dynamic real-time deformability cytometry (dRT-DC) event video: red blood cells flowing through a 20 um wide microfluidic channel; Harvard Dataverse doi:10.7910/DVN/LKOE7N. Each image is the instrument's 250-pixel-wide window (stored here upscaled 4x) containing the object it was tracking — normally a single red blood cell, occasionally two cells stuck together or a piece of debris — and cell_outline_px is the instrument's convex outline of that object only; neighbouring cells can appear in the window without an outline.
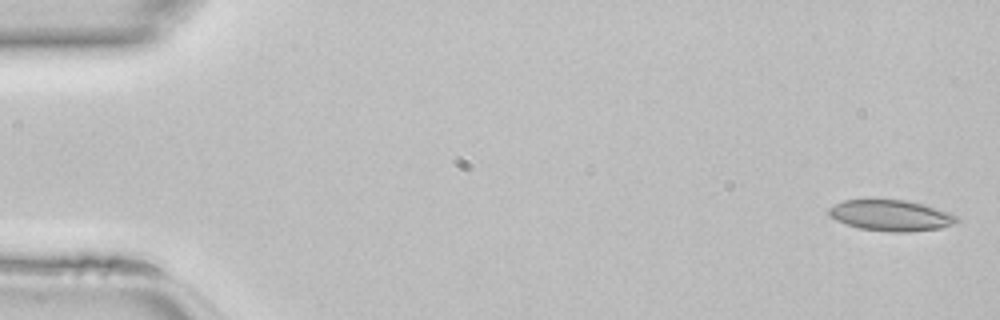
{"species": "common noctule bat (a hibernating species)", "species_latin": "Nyctalus noctula", "temperature_condition": "room temperature", "stored_images_in_passage": 45, "camera_frame_rate_fps": 3000, "um_per_image_px": 0.085, "animal": {"sex": "female", "body_mass_g": 22.7, "forearm_length_mm": 54.2}, "frame": {"image": 1, "passage_image": 1, "time_ms": 0.0, "image_size_px": [1000, 320], "cell_outline_px": [[960, 220], [956, 224], [940, 228], [908, 232], [888, 232], [860, 228], [836, 220], [828, 212], [828, 208], [844, 200], [904, 200], [924, 204], [948, 212], [956, 216]], "centroid_in_image_um": [75.77, 18.32], "position_along_channel_um": 9.2, "area_um2": 22.89}}
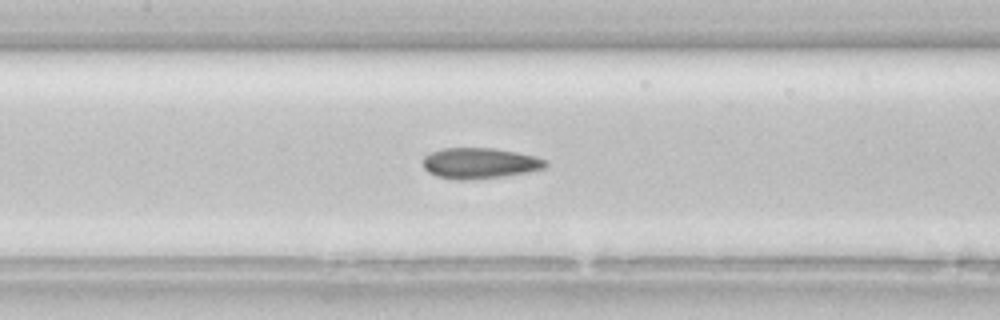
{"frame": {"image": 2, "passage_image": 21, "time_ms": 6.667, "image_size_px": [1000, 320], "cell_outline_px": [[548, 164], [544, 168], [528, 172], [500, 176], [464, 180], [460, 180], [436, 176], [428, 172], [424, 168], [424, 156], [432, 152], [444, 148], [492, 148], [516, 152], [536, 156], [548, 160]], "centroid_in_image_um": [40.79, 13.86], "position_along_channel_um": 166.6, "area_um2": 21.79}}
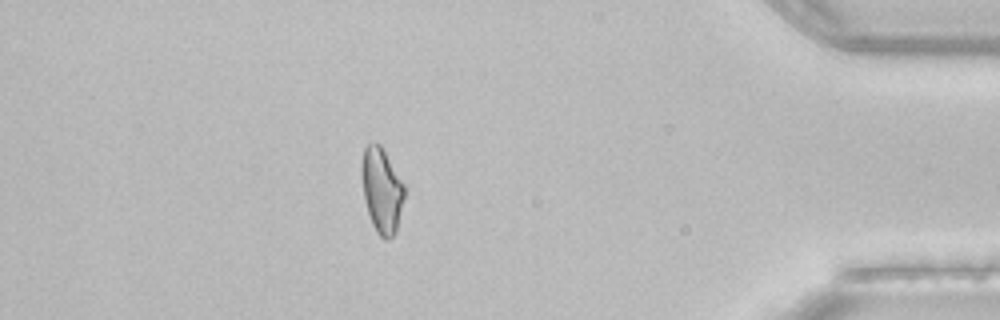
{"frame": {"image": 3, "passage_image": 40, "time_ms": 13.0, "image_size_px": [1000, 320], "cell_outline_px": [[404, 196], [396, 232], [388, 240], [384, 240], [376, 232], [372, 224], [364, 200], [360, 172], [360, 164], [364, 148], [372, 140], [376, 140], [380, 144], [404, 184]], "centroid_in_image_um": [32.41, 16.14], "position_along_channel_um": 402.8, "area_um2": 21.39}}